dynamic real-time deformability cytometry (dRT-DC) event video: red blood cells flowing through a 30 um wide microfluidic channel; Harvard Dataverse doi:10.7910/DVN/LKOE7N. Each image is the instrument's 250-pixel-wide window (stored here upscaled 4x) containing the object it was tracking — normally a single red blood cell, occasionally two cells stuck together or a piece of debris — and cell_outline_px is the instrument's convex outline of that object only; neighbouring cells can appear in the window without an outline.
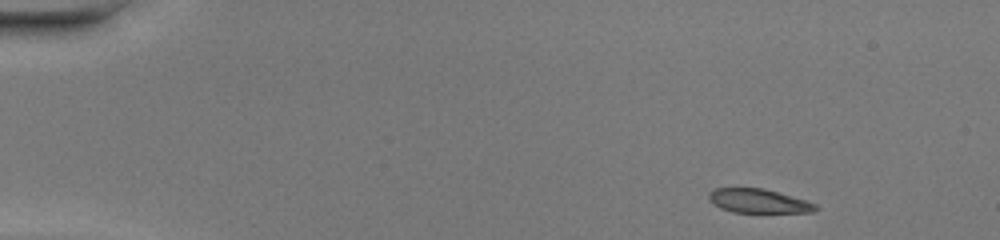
{"species": "common noctule bat (a hibernating species)", "species_latin": "Nyctalus noctula", "temperature_condition": "warm", "stored_images_in_passage": 43, "camera_frame_rate_fps": 3000, "um_per_image_px": 0.085, "animal": {"sex": "female", "body_mass_g": 20.0, "forearm_length_mm": 54.0}, "frame": {"image": 1, "passage_image": 1, "time_ms": 0.0, "image_size_px": [1000, 240], "cell_outline_px": [[820, 208], [812, 212], [732, 212], [720, 208], [708, 200], [708, 192], [716, 188], [764, 188], [804, 200], [816, 204]], "centroid_in_image_um": [64.44, 17.08], "position_along_channel_um": 20.6, "area_um2": 14.85}}
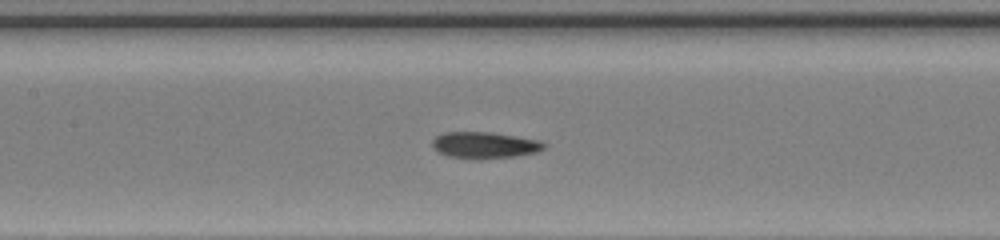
{"frame": {"image": 2, "passage_image": 19, "time_ms": 6.0, "image_size_px": [1000, 240], "cell_outline_px": [[548, 144], [544, 148], [536, 152], [516, 156], [448, 156], [436, 152], [432, 148], [432, 140], [436, 136], [444, 132], [492, 132], [540, 140]], "centroid_in_image_um": [41.19, 12.28], "position_along_channel_um": 166.2, "area_um2": 16.59}}
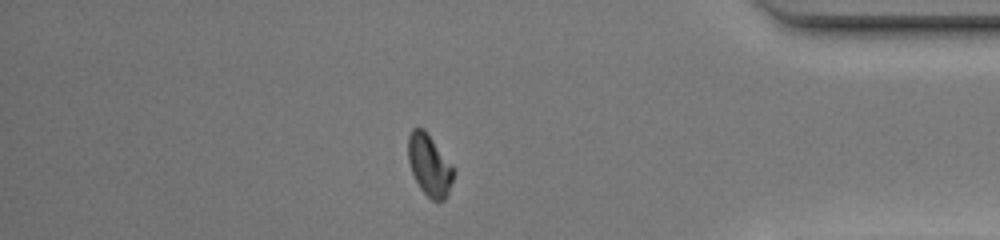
{"frame": {"image": 3, "passage_image": 37, "time_ms": 12.0, "image_size_px": [1000, 240], "cell_outline_px": [[456, 168], [448, 192], [444, 200], [432, 200], [420, 188], [412, 172], [408, 160], [408, 136], [412, 128], [424, 128]], "centroid_in_image_um": [36.51, 14.0], "position_along_channel_um": 398.7, "area_um2": 16.3}, "authors_computed_cell_mechanics": {"area_um2": 16.5886, "velocity_mm_per_s": 4.3272, "shape_relaxation_time_tau1_ms": null, "shape_relaxation_time_tau2_ms": 1.8053, "deformation_change_tau1": null, "deformation_change_tau2": 0.0473}}